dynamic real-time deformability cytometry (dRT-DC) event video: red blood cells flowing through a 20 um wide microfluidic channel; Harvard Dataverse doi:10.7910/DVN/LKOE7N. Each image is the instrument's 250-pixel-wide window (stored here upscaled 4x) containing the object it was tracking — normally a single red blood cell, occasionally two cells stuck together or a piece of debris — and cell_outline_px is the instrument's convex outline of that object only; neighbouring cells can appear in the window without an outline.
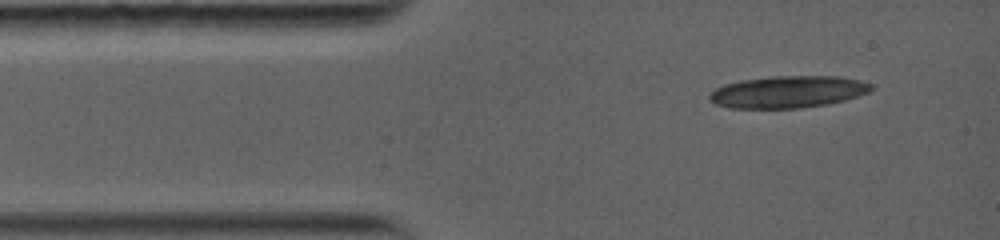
{"species": "common noctule bat (a hibernating species)", "species_latin": "Nyctalus noctula", "temperature_condition": "warm", "stored_images_in_passage": 1, "camera_frame_rate_fps": 5000, "um_per_image_px": 0.085, "animal": {"sex": "female", "body_mass_g": 19.0, "forearm_length_mm": 56.7}, "frame": {"image": 1, "passage_image": 1, "time_ms": 0.0, "image_size_px": [1000, 240], "cell_outline_px": [[876, 88], [868, 92], [844, 100], [828, 104], [800, 108], [728, 108], [716, 104], [708, 100], [708, 96], [716, 88], [724, 84], [740, 80], [772, 76], [840, 76], [860, 80], [876, 84]], "centroid_in_image_um": [67.0, 7.8], "position_along_channel_um": 18.0, "area_um2": 30.46}}